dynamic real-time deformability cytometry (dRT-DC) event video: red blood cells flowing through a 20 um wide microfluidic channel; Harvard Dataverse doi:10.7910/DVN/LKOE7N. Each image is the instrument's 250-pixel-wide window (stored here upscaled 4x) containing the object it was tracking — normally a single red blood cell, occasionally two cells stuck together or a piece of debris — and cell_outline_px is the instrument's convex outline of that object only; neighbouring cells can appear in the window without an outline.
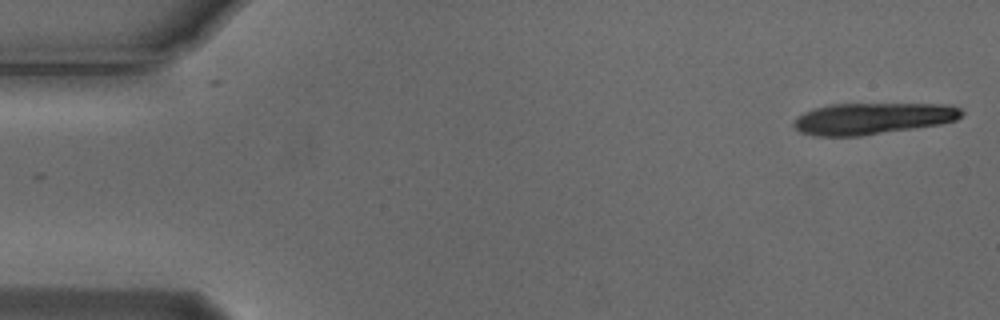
{"species": "Egyptian fruit bat (a non-hibernating species)", "species_latin": "Rousettus aegyptiacus", "temperature_condition": "cold", "stored_images_in_passage": 5, "camera_frame_rate_fps": 3000, "um_per_image_px": 0.085, "animal": {"sex": "male"}, "frame": {"image": 1, "passage_image": 1, "time_ms": 0.0, "image_size_px": [1000, 320], "cell_outline_px": [[964, 112], [956, 120], [940, 124], [860, 136], [812, 136], [800, 132], [792, 124], [796, 116], [812, 108], [828, 104], [952, 104], [960, 108]], "centroid_in_image_um": [74.13, 10.07], "position_along_channel_um": 10.9, "area_um2": 30.98}}